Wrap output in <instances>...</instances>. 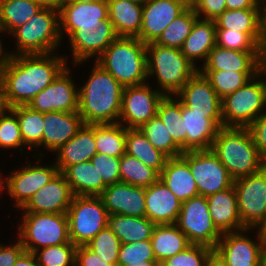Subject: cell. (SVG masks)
Listing matches in <instances>:
<instances>
[{"label":"cell","mask_w":266,"mask_h":266,"mask_svg":"<svg viewBox=\"0 0 266 266\" xmlns=\"http://www.w3.org/2000/svg\"><path fill=\"white\" fill-rule=\"evenodd\" d=\"M64 57L49 54H12L0 69L3 103L12 108L28 103L49 86L67 66Z\"/></svg>","instance_id":"6da1fadb"},{"label":"cell","mask_w":266,"mask_h":266,"mask_svg":"<svg viewBox=\"0 0 266 266\" xmlns=\"http://www.w3.org/2000/svg\"><path fill=\"white\" fill-rule=\"evenodd\" d=\"M124 87L98 63L79 89L78 113L85 124L118 123Z\"/></svg>","instance_id":"7a4b0ae2"},{"label":"cell","mask_w":266,"mask_h":266,"mask_svg":"<svg viewBox=\"0 0 266 266\" xmlns=\"http://www.w3.org/2000/svg\"><path fill=\"white\" fill-rule=\"evenodd\" d=\"M211 150L234 180L256 173L266 166L248 128H220Z\"/></svg>","instance_id":"3957f363"},{"label":"cell","mask_w":266,"mask_h":266,"mask_svg":"<svg viewBox=\"0 0 266 266\" xmlns=\"http://www.w3.org/2000/svg\"><path fill=\"white\" fill-rule=\"evenodd\" d=\"M95 62L123 87L144 84L148 77L146 44L135 37H117Z\"/></svg>","instance_id":"277c9868"},{"label":"cell","mask_w":266,"mask_h":266,"mask_svg":"<svg viewBox=\"0 0 266 266\" xmlns=\"http://www.w3.org/2000/svg\"><path fill=\"white\" fill-rule=\"evenodd\" d=\"M146 57L148 77H157L161 92L165 96L177 95L200 69L191 63L180 49L164 47L154 42L146 44Z\"/></svg>","instance_id":"5b68a950"},{"label":"cell","mask_w":266,"mask_h":266,"mask_svg":"<svg viewBox=\"0 0 266 266\" xmlns=\"http://www.w3.org/2000/svg\"><path fill=\"white\" fill-rule=\"evenodd\" d=\"M12 34L18 55L52 54L61 41L59 10L43 7Z\"/></svg>","instance_id":"8992f818"},{"label":"cell","mask_w":266,"mask_h":266,"mask_svg":"<svg viewBox=\"0 0 266 266\" xmlns=\"http://www.w3.org/2000/svg\"><path fill=\"white\" fill-rule=\"evenodd\" d=\"M22 219L19 240L26 252L71 242L66 214L25 213Z\"/></svg>","instance_id":"52a82bcc"},{"label":"cell","mask_w":266,"mask_h":266,"mask_svg":"<svg viewBox=\"0 0 266 266\" xmlns=\"http://www.w3.org/2000/svg\"><path fill=\"white\" fill-rule=\"evenodd\" d=\"M260 73L221 99L223 127L247 128L266 105V84ZM260 78L259 81L257 78Z\"/></svg>","instance_id":"ba28073f"},{"label":"cell","mask_w":266,"mask_h":266,"mask_svg":"<svg viewBox=\"0 0 266 266\" xmlns=\"http://www.w3.org/2000/svg\"><path fill=\"white\" fill-rule=\"evenodd\" d=\"M66 215L70 241L76 246H86L108 226L109 213L100 196H74Z\"/></svg>","instance_id":"9c48e42d"},{"label":"cell","mask_w":266,"mask_h":266,"mask_svg":"<svg viewBox=\"0 0 266 266\" xmlns=\"http://www.w3.org/2000/svg\"><path fill=\"white\" fill-rule=\"evenodd\" d=\"M176 226L187 236L191 244L215 248L222 233L214 225L204 196H196L182 202Z\"/></svg>","instance_id":"30bf717a"},{"label":"cell","mask_w":266,"mask_h":266,"mask_svg":"<svg viewBox=\"0 0 266 266\" xmlns=\"http://www.w3.org/2000/svg\"><path fill=\"white\" fill-rule=\"evenodd\" d=\"M238 212L246 228H261L266 222V166L234 180Z\"/></svg>","instance_id":"8fae6325"},{"label":"cell","mask_w":266,"mask_h":266,"mask_svg":"<svg viewBox=\"0 0 266 266\" xmlns=\"http://www.w3.org/2000/svg\"><path fill=\"white\" fill-rule=\"evenodd\" d=\"M180 156L189 164L200 196L208 197L234 185V179L211 149L187 151Z\"/></svg>","instance_id":"7c38bea8"},{"label":"cell","mask_w":266,"mask_h":266,"mask_svg":"<svg viewBox=\"0 0 266 266\" xmlns=\"http://www.w3.org/2000/svg\"><path fill=\"white\" fill-rule=\"evenodd\" d=\"M159 91L152 90L146 83L124 87L120 111L122 120L118 122L126 121V128H140L157 116L159 103L165 96Z\"/></svg>","instance_id":"4fadbf2b"},{"label":"cell","mask_w":266,"mask_h":266,"mask_svg":"<svg viewBox=\"0 0 266 266\" xmlns=\"http://www.w3.org/2000/svg\"><path fill=\"white\" fill-rule=\"evenodd\" d=\"M258 243L238 231L222 233L214 252L227 266H261V257L266 246V236L260 228Z\"/></svg>","instance_id":"5bb4252c"},{"label":"cell","mask_w":266,"mask_h":266,"mask_svg":"<svg viewBox=\"0 0 266 266\" xmlns=\"http://www.w3.org/2000/svg\"><path fill=\"white\" fill-rule=\"evenodd\" d=\"M69 73V68L65 67L54 81L40 91L27 106L41 113L78 111L79 90L75 89Z\"/></svg>","instance_id":"9a60e30c"},{"label":"cell","mask_w":266,"mask_h":266,"mask_svg":"<svg viewBox=\"0 0 266 266\" xmlns=\"http://www.w3.org/2000/svg\"><path fill=\"white\" fill-rule=\"evenodd\" d=\"M186 107L199 114H207L219 128H223L222 103L209 81L197 71L184 88L175 95Z\"/></svg>","instance_id":"2e32d148"},{"label":"cell","mask_w":266,"mask_h":266,"mask_svg":"<svg viewBox=\"0 0 266 266\" xmlns=\"http://www.w3.org/2000/svg\"><path fill=\"white\" fill-rule=\"evenodd\" d=\"M189 6L185 0H147L143 4L142 25L137 38L144 44L155 42Z\"/></svg>","instance_id":"e0dca14e"},{"label":"cell","mask_w":266,"mask_h":266,"mask_svg":"<svg viewBox=\"0 0 266 266\" xmlns=\"http://www.w3.org/2000/svg\"><path fill=\"white\" fill-rule=\"evenodd\" d=\"M56 164L33 166L30 162L21 171H14L5 184L10 197L15 198L16 207L22 209L38 190L48 184L58 173Z\"/></svg>","instance_id":"ac0fdd59"},{"label":"cell","mask_w":266,"mask_h":266,"mask_svg":"<svg viewBox=\"0 0 266 266\" xmlns=\"http://www.w3.org/2000/svg\"><path fill=\"white\" fill-rule=\"evenodd\" d=\"M74 194L65 176L58 172L43 188L37 191L22 208L26 213L66 214Z\"/></svg>","instance_id":"d6986e66"},{"label":"cell","mask_w":266,"mask_h":266,"mask_svg":"<svg viewBox=\"0 0 266 266\" xmlns=\"http://www.w3.org/2000/svg\"><path fill=\"white\" fill-rule=\"evenodd\" d=\"M216 29L246 33L263 51L266 45V8L224 10L214 19Z\"/></svg>","instance_id":"ffe728a7"},{"label":"cell","mask_w":266,"mask_h":266,"mask_svg":"<svg viewBox=\"0 0 266 266\" xmlns=\"http://www.w3.org/2000/svg\"><path fill=\"white\" fill-rule=\"evenodd\" d=\"M117 37L109 17L100 20L97 27L77 29L69 37L74 62H83L94 55L99 57Z\"/></svg>","instance_id":"44dd1931"},{"label":"cell","mask_w":266,"mask_h":266,"mask_svg":"<svg viewBox=\"0 0 266 266\" xmlns=\"http://www.w3.org/2000/svg\"><path fill=\"white\" fill-rule=\"evenodd\" d=\"M108 17L107 1L73 3L66 0L59 10L60 35L64 31L70 37L77 29L97 27L100 20Z\"/></svg>","instance_id":"7402d4cb"},{"label":"cell","mask_w":266,"mask_h":266,"mask_svg":"<svg viewBox=\"0 0 266 266\" xmlns=\"http://www.w3.org/2000/svg\"><path fill=\"white\" fill-rule=\"evenodd\" d=\"M109 215L145 217V188L124 182L107 186L100 195Z\"/></svg>","instance_id":"603a6c76"},{"label":"cell","mask_w":266,"mask_h":266,"mask_svg":"<svg viewBox=\"0 0 266 266\" xmlns=\"http://www.w3.org/2000/svg\"><path fill=\"white\" fill-rule=\"evenodd\" d=\"M145 217L155 224H175L182 203L160 179L145 188Z\"/></svg>","instance_id":"cb8c5ba5"},{"label":"cell","mask_w":266,"mask_h":266,"mask_svg":"<svg viewBox=\"0 0 266 266\" xmlns=\"http://www.w3.org/2000/svg\"><path fill=\"white\" fill-rule=\"evenodd\" d=\"M78 111L75 112H45L42 145L47 150L54 151L68 142L84 125Z\"/></svg>","instance_id":"d4e9b609"},{"label":"cell","mask_w":266,"mask_h":266,"mask_svg":"<svg viewBox=\"0 0 266 266\" xmlns=\"http://www.w3.org/2000/svg\"><path fill=\"white\" fill-rule=\"evenodd\" d=\"M212 221L221 233L248 231L238 212L237 196L234 186L206 197Z\"/></svg>","instance_id":"484cf974"},{"label":"cell","mask_w":266,"mask_h":266,"mask_svg":"<svg viewBox=\"0 0 266 266\" xmlns=\"http://www.w3.org/2000/svg\"><path fill=\"white\" fill-rule=\"evenodd\" d=\"M263 51H238L215 46L203 65V70L259 72Z\"/></svg>","instance_id":"4316f807"},{"label":"cell","mask_w":266,"mask_h":266,"mask_svg":"<svg viewBox=\"0 0 266 266\" xmlns=\"http://www.w3.org/2000/svg\"><path fill=\"white\" fill-rule=\"evenodd\" d=\"M56 151V166L61 173L68 166L90 161L97 153L94 124H84L75 136Z\"/></svg>","instance_id":"83f0119b"},{"label":"cell","mask_w":266,"mask_h":266,"mask_svg":"<svg viewBox=\"0 0 266 266\" xmlns=\"http://www.w3.org/2000/svg\"><path fill=\"white\" fill-rule=\"evenodd\" d=\"M159 179L181 203L199 196L189 164L181 156L167 159Z\"/></svg>","instance_id":"f1b7e54d"},{"label":"cell","mask_w":266,"mask_h":266,"mask_svg":"<svg viewBox=\"0 0 266 266\" xmlns=\"http://www.w3.org/2000/svg\"><path fill=\"white\" fill-rule=\"evenodd\" d=\"M182 119L186 129V152L211 149L220 128L207 114L193 112L182 103Z\"/></svg>","instance_id":"f546056e"},{"label":"cell","mask_w":266,"mask_h":266,"mask_svg":"<svg viewBox=\"0 0 266 266\" xmlns=\"http://www.w3.org/2000/svg\"><path fill=\"white\" fill-rule=\"evenodd\" d=\"M216 46V25L214 20L198 18L185 39L181 53L194 65V60L206 61L210 51Z\"/></svg>","instance_id":"4dcf8cb0"},{"label":"cell","mask_w":266,"mask_h":266,"mask_svg":"<svg viewBox=\"0 0 266 266\" xmlns=\"http://www.w3.org/2000/svg\"><path fill=\"white\" fill-rule=\"evenodd\" d=\"M109 19L118 37H135L142 25L143 5L127 0L107 2Z\"/></svg>","instance_id":"1f68e13d"},{"label":"cell","mask_w":266,"mask_h":266,"mask_svg":"<svg viewBox=\"0 0 266 266\" xmlns=\"http://www.w3.org/2000/svg\"><path fill=\"white\" fill-rule=\"evenodd\" d=\"M62 174L74 196H100L107 187L90 161L68 166Z\"/></svg>","instance_id":"d6a6232c"},{"label":"cell","mask_w":266,"mask_h":266,"mask_svg":"<svg viewBox=\"0 0 266 266\" xmlns=\"http://www.w3.org/2000/svg\"><path fill=\"white\" fill-rule=\"evenodd\" d=\"M150 241L158 264L191 245L176 224H156Z\"/></svg>","instance_id":"836d02e7"},{"label":"cell","mask_w":266,"mask_h":266,"mask_svg":"<svg viewBox=\"0 0 266 266\" xmlns=\"http://www.w3.org/2000/svg\"><path fill=\"white\" fill-rule=\"evenodd\" d=\"M156 224L146 217H130L111 214L108 227L121 241V244L150 240Z\"/></svg>","instance_id":"e575fe53"},{"label":"cell","mask_w":266,"mask_h":266,"mask_svg":"<svg viewBox=\"0 0 266 266\" xmlns=\"http://www.w3.org/2000/svg\"><path fill=\"white\" fill-rule=\"evenodd\" d=\"M125 153L135 157L159 174L168 157L157 150L146 138L140 128H126Z\"/></svg>","instance_id":"d590c367"},{"label":"cell","mask_w":266,"mask_h":266,"mask_svg":"<svg viewBox=\"0 0 266 266\" xmlns=\"http://www.w3.org/2000/svg\"><path fill=\"white\" fill-rule=\"evenodd\" d=\"M42 8L32 0H0V27L12 34Z\"/></svg>","instance_id":"8d00e7d4"},{"label":"cell","mask_w":266,"mask_h":266,"mask_svg":"<svg viewBox=\"0 0 266 266\" xmlns=\"http://www.w3.org/2000/svg\"><path fill=\"white\" fill-rule=\"evenodd\" d=\"M97 153L113 157L125 154L126 127L123 123L94 124Z\"/></svg>","instance_id":"74e56055"},{"label":"cell","mask_w":266,"mask_h":266,"mask_svg":"<svg viewBox=\"0 0 266 266\" xmlns=\"http://www.w3.org/2000/svg\"><path fill=\"white\" fill-rule=\"evenodd\" d=\"M157 116L161 119L173 141L186 152V129L182 119V102L172 96H164L160 101Z\"/></svg>","instance_id":"f35d334b"},{"label":"cell","mask_w":266,"mask_h":266,"mask_svg":"<svg viewBox=\"0 0 266 266\" xmlns=\"http://www.w3.org/2000/svg\"><path fill=\"white\" fill-rule=\"evenodd\" d=\"M10 109L17 115L24 145L29 146L30 150L33 146L38 149L42 145L44 113L34 111L27 105H19Z\"/></svg>","instance_id":"ab89813d"},{"label":"cell","mask_w":266,"mask_h":266,"mask_svg":"<svg viewBox=\"0 0 266 266\" xmlns=\"http://www.w3.org/2000/svg\"><path fill=\"white\" fill-rule=\"evenodd\" d=\"M120 182L147 188L159 180L160 174L139 159L123 154L120 157Z\"/></svg>","instance_id":"60d3db41"},{"label":"cell","mask_w":266,"mask_h":266,"mask_svg":"<svg viewBox=\"0 0 266 266\" xmlns=\"http://www.w3.org/2000/svg\"><path fill=\"white\" fill-rule=\"evenodd\" d=\"M209 81L217 95L223 99L243 87L259 72H236L228 70H198Z\"/></svg>","instance_id":"b9f144b4"},{"label":"cell","mask_w":266,"mask_h":266,"mask_svg":"<svg viewBox=\"0 0 266 266\" xmlns=\"http://www.w3.org/2000/svg\"><path fill=\"white\" fill-rule=\"evenodd\" d=\"M198 18L195 11L189 6L163 30V33L154 43L180 49Z\"/></svg>","instance_id":"7bdbcfd3"},{"label":"cell","mask_w":266,"mask_h":266,"mask_svg":"<svg viewBox=\"0 0 266 266\" xmlns=\"http://www.w3.org/2000/svg\"><path fill=\"white\" fill-rule=\"evenodd\" d=\"M149 142L168 158L179 157L183 151L173 141L167 128L158 116L151 118L140 127Z\"/></svg>","instance_id":"ee69618b"},{"label":"cell","mask_w":266,"mask_h":266,"mask_svg":"<svg viewBox=\"0 0 266 266\" xmlns=\"http://www.w3.org/2000/svg\"><path fill=\"white\" fill-rule=\"evenodd\" d=\"M77 246L71 242L34 251L39 266H75ZM40 253V254H39Z\"/></svg>","instance_id":"f6af8a7d"},{"label":"cell","mask_w":266,"mask_h":266,"mask_svg":"<svg viewBox=\"0 0 266 266\" xmlns=\"http://www.w3.org/2000/svg\"><path fill=\"white\" fill-rule=\"evenodd\" d=\"M121 241L106 226L87 245L92 252L106 262L117 266Z\"/></svg>","instance_id":"bcb514c9"},{"label":"cell","mask_w":266,"mask_h":266,"mask_svg":"<svg viewBox=\"0 0 266 266\" xmlns=\"http://www.w3.org/2000/svg\"><path fill=\"white\" fill-rule=\"evenodd\" d=\"M214 249L205 245L191 244L184 251L161 262L160 266H206Z\"/></svg>","instance_id":"7dc6e473"},{"label":"cell","mask_w":266,"mask_h":266,"mask_svg":"<svg viewBox=\"0 0 266 266\" xmlns=\"http://www.w3.org/2000/svg\"><path fill=\"white\" fill-rule=\"evenodd\" d=\"M6 112L10 114L7 115ZM22 145L24 143L17 115L10 108H4L0 112V147L16 149Z\"/></svg>","instance_id":"c3c4849f"},{"label":"cell","mask_w":266,"mask_h":266,"mask_svg":"<svg viewBox=\"0 0 266 266\" xmlns=\"http://www.w3.org/2000/svg\"><path fill=\"white\" fill-rule=\"evenodd\" d=\"M156 261L150 240L121 244L117 266Z\"/></svg>","instance_id":"681fc988"},{"label":"cell","mask_w":266,"mask_h":266,"mask_svg":"<svg viewBox=\"0 0 266 266\" xmlns=\"http://www.w3.org/2000/svg\"><path fill=\"white\" fill-rule=\"evenodd\" d=\"M216 45L238 51H263L246 33L216 29Z\"/></svg>","instance_id":"f907efd6"},{"label":"cell","mask_w":266,"mask_h":266,"mask_svg":"<svg viewBox=\"0 0 266 266\" xmlns=\"http://www.w3.org/2000/svg\"><path fill=\"white\" fill-rule=\"evenodd\" d=\"M106 186L120 182V157L96 153L90 160Z\"/></svg>","instance_id":"816d5d0a"},{"label":"cell","mask_w":266,"mask_h":266,"mask_svg":"<svg viewBox=\"0 0 266 266\" xmlns=\"http://www.w3.org/2000/svg\"><path fill=\"white\" fill-rule=\"evenodd\" d=\"M190 7L199 18L203 14L205 18L202 19L214 20L226 10V2L225 0H192Z\"/></svg>","instance_id":"f5cc1de1"},{"label":"cell","mask_w":266,"mask_h":266,"mask_svg":"<svg viewBox=\"0 0 266 266\" xmlns=\"http://www.w3.org/2000/svg\"><path fill=\"white\" fill-rule=\"evenodd\" d=\"M252 135L254 144L262 158L266 161V113L263 112L247 127Z\"/></svg>","instance_id":"db71d44e"},{"label":"cell","mask_w":266,"mask_h":266,"mask_svg":"<svg viewBox=\"0 0 266 266\" xmlns=\"http://www.w3.org/2000/svg\"><path fill=\"white\" fill-rule=\"evenodd\" d=\"M75 266H114L101 259L86 246H77Z\"/></svg>","instance_id":"11a10c76"},{"label":"cell","mask_w":266,"mask_h":266,"mask_svg":"<svg viewBox=\"0 0 266 266\" xmlns=\"http://www.w3.org/2000/svg\"><path fill=\"white\" fill-rule=\"evenodd\" d=\"M24 252L25 248L19 239L12 246L0 244V266H13Z\"/></svg>","instance_id":"9f6ffc18"},{"label":"cell","mask_w":266,"mask_h":266,"mask_svg":"<svg viewBox=\"0 0 266 266\" xmlns=\"http://www.w3.org/2000/svg\"><path fill=\"white\" fill-rule=\"evenodd\" d=\"M225 2H226V9L229 10L266 8L264 4L261 2V0H225Z\"/></svg>","instance_id":"6f0895ef"},{"label":"cell","mask_w":266,"mask_h":266,"mask_svg":"<svg viewBox=\"0 0 266 266\" xmlns=\"http://www.w3.org/2000/svg\"><path fill=\"white\" fill-rule=\"evenodd\" d=\"M13 266H39L36 257L31 252H24Z\"/></svg>","instance_id":"680465c9"},{"label":"cell","mask_w":266,"mask_h":266,"mask_svg":"<svg viewBox=\"0 0 266 266\" xmlns=\"http://www.w3.org/2000/svg\"><path fill=\"white\" fill-rule=\"evenodd\" d=\"M32 1H35L36 3L40 4L42 7L60 10L62 4L66 0H32Z\"/></svg>","instance_id":"91938a15"},{"label":"cell","mask_w":266,"mask_h":266,"mask_svg":"<svg viewBox=\"0 0 266 266\" xmlns=\"http://www.w3.org/2000/svg\"><path fill=\"white\" fill-rule=\"evenodd\" d=\"M206 266H227V265L215 252H213L208 258Z\"/></svg>","instance_id":"94428289"},{"label":"cell","mask_w":266,"mask_h":266,"mask_svg":"<svg viewBox=\"0 0 266 266\" xmlns=\"http://www.w3.org/2000/svg\"><path fill=\"white\" fill-rule=\"evenodd\" d=\"M2 31H4L1 27H0V32L2 33ZM2 44L0 41V69L10 60L12 53H3L4 49L2 48ZM3 54V55H2Z\"/></svg>","instance_id":"6125c7cd"},{"label":"cell","mask_w":266,"mask_h":266,"mask_svg":"<svg viewBox=\"0 0 266 266\" xmlns=\"http://www.w3.org/2000/svg\"><path fill=\"white\" fill-rule=\"evenodd\" d=\"M156 261H144L143 263H130L124 266H158Z\"/></svg>","instance_id":"be15d7a7"},{"label":"cell","mask_w":266,"mask_h":266,"mask_svg":"<svg viewBox=\"0 0 266 266\" xmlns=\"http://www.w3.org/2000/svg\"><path fill=\"white\" fill-rule=\"evenodd\" d=\"M263 72V74H262ZM259 73L264 75L266 73V60L263 58L259 65ZM266 84V82H265Z\"/></svg>","instance_id":"e7e4bbea"},{"label":"cell","mask_w":266,"mask_h":266,"mask_svg":"<svg viewBox=\"0 0 266 266\" xmlns=\"http://www.w3.org/2000/svg\"><path fill=\"white\" fill-rule=\"evenodd\" d=\"M5 108L3 103L2 81L0 76V112Z\"/></svg>","instance_id":"03108f58"},{"label":"cell","mask_w":266,"mask_h":266,"mask_svg":"<svg viewBox=\"0 0 266 266\" xmlns=\"http://www.w3.org/2000/svg\"><path fill=\"white\" fill-rule=\"evenodd\" d=\"M68 2L73 3H89V2H98V1H106V0H67Z\"/></svg>","instance_id":"003e7915"},{"label":"cell","mask_w":266,"mask_h":266,"mask_svg":"<svg viewBox=\"0 0 266 266\" xmlns=\"http://www.w3.org/2000/svg\"><path fill=\"white\" fill-rule=\"evenodd\" d=\"M107 2H115V1H121V0H106ZM127 1H131L134 3H139V4H144L147 0H127Z\"/></svg>","instance_id":"a7ac6f4b"},{"label":"cell","mask_w":266,"mask_h":266,"mask_svg":"<svg viewBox=\"0 0 266 266\" xmlns=\"http://www.w3.org/2000/svg\"><path fill=\"white\" fill-rule=\"evenodd\" d=\"M261 266H266V246H265L264 251L262 253Z\"/></svg>","instance_id":"89a4df30"},{"label":"cell","mask_w":266,"mask_h":266,"mask_svg":"<svg viewBox=\"0 0 266 266\" xmlns=\"http://www.w3.org/2000/svg\"><path fill=\"white\" fill-rule=\"evenodd\" d=\"M261 232L266 236V222L265 224L260 228Z\"/></svg>","instance_id":"2644e50d"},{"label":"cell","mask_w":266,"mask_h":266,"mask_svg":"<svg viewBox=\"0 0 266 266\" xmlns=\"http://www.w3.org/2000/svg\"><path fill=\"white\" fill-rule=\"evenodd\" d=\"M1 178V177H0ZM4 189V185H3V180L2 178L0 179V191Z\"/></svg>","instance_id":"8c879c8a"},{"label":"cell","mask_w":266,"mask_h":266,"mask_svg":"<svg viewBox=\"0 0 266 266\" xmlns=\"http://www.w3.org/2000/svg\"><path fill=\"white\" fill-rule=\"evenodd\" d=\"M263 58L266 60V45H265V48H264V51H263Z\"/></svg>","instance_id":"753ad0ef"},{"label":"cell","mask_w":266,"mask_h":266,"mask_svg":"<svg viewBox=\"0 0 266 266\" xmlns=\"http://www.w3.org/2000/svg\"><path fill=\"white\" fill-rule=\"evenodd\" d=\"M265 1V2H264ZM261 2L264 4V6L266 7V0H261Z\"/></svg>","instance_id":"34e18365"},{"label":"cell","mask_w":266,"mask_h":266,"mask_svg":"<svg viewBox=\"0 0 266 266\" xmlns=\"http://www.w3.org/2000/svg\"><path fill=\"white\" fill-rule=\"evenodd\" d=\"M186 2H188L189 4L192 2V0H185Z\"/></svg>","instance_id":"11e5206c"}]
</instances>
